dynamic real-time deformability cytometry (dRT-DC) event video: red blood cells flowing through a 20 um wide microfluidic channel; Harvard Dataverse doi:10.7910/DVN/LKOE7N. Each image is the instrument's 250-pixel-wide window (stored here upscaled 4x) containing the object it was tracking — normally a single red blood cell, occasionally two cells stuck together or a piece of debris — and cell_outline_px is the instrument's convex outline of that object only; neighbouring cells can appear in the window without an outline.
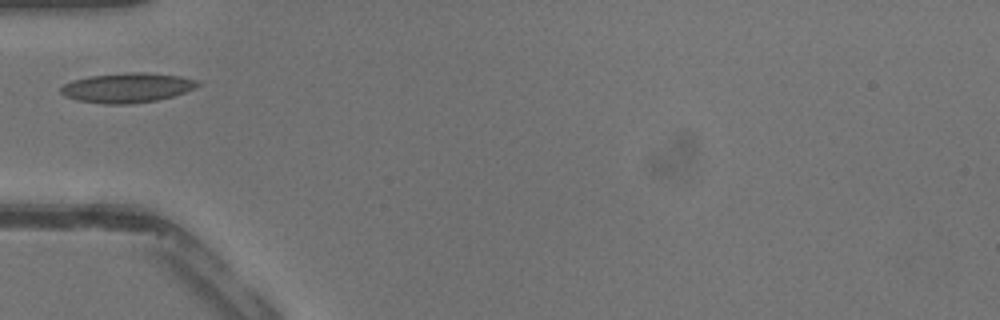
{"species": "common noctule bat (a hibernating species)", "species_latin": "Nyctalus noctula", "temperature_condition": "warm", "stored_images_in_passage": 25, "camera_frame_rate_fps": 3000, "um_per_image_px": 0.085, "animal": {"sex": "male", "body_mass_g": 13.3}, "frame": {"image": 1, "passage_image": 1, "time_ms": 0.0, "image_size_px": [1000, 320], "cell_outline_px": [[200, 84], [196, 88], [172, 96], [156, 100], [132, 104], [104, 104], [76, 100], [64, 96], [60, 92], [60, 88], [64, 84], [72, 80], [88, 76], [124, 72], [144, 72], [180, 76], [196, 80]], "centroid_in_image_um": [10.77, 7.45], "position_along_channel_um": 74.2, "area_um2": 23.81}}
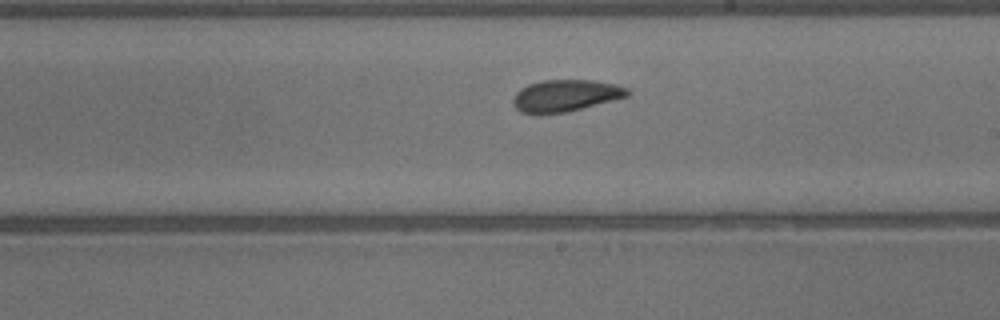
{"frame": {"image": 2, "passage_image": 11, "time_ms": 3.333, "image_size_px": [1000, 320], "cell_outline_px": [[632, 92], [628, 96], [616, 100], [564, 112], [540, 116], [520, 112], [512, 104], [512, 96], [520, 88], [528, 84], [544, 80], [592, 80], [616, 84], [628, 88]], "centroid_in_image_um": [48.04, 8.14], "position_along_channel_um": 241.0, "area_um2": 21.73}}
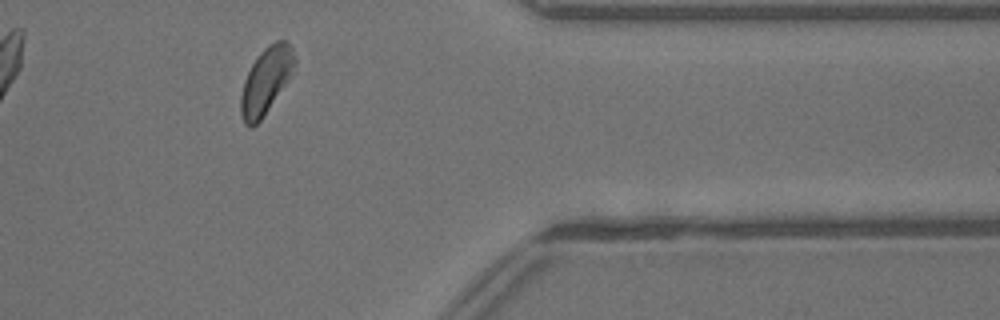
{"frame": {"image": 3, "passage_image": 21, "time_ms": 6.667, "image_size_px": [1000, 320], "cell_outline_px": [[296, 60], [288, 80], [260, 120], [252, 128], [248, 128], [244, 124], [240, 112], [240, 96], [244, 80], [252, 64], [260, 52], [268, 44], [276, 40], [284, 40], [292, 48]], "centroid_in_image_um": [22.57, 6.86], "position_along_channel_um": 388.8, "area_um2": 20.52}}